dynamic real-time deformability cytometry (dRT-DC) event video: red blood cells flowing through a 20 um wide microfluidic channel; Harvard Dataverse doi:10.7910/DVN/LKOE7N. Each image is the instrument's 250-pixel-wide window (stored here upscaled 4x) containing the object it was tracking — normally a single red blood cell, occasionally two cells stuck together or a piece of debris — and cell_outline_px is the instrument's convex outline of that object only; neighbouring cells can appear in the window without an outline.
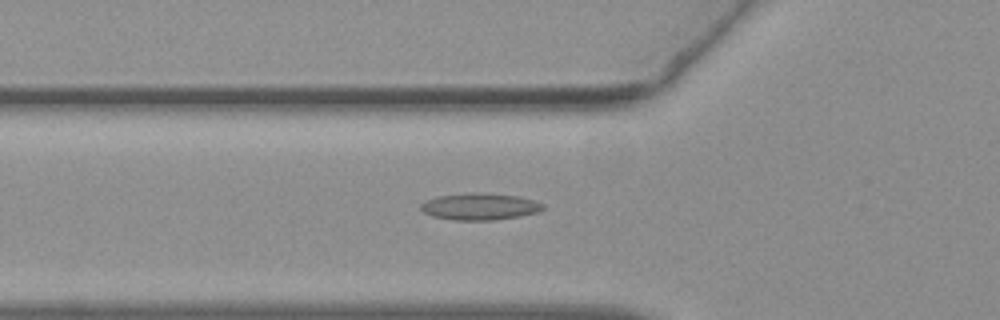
{"species": "common noctule bat (a hibernating species)", "species_latin": "Nyctalus noctula", "temperature_condition": "warm", "stored_images_in_passage": 30, "camera_frame_rate_fps": 3000, "um_per_image_px": 0.085, "animal": {"sex": "female", "body_mass_g": 19.3, "forearm_length_mm": 54.1}, "frame": {"image": 1, "passage_image": 19, "time_ms": 6.0, "image_size_px": [1000, 320], "cell_outline_px": [[544, 208], [536, 212], [520, 216], [492, 220], [452, 220], [432, 216], [424, 212], [420, 208], [420, 204], [436, 196], [472, 192], [476, 192], [516, 196], [536, 200], [544, 204]], "centroid_in_image_um": [40.77, 17.55], "position_along_channel_um": 85.0, "area_um2": 19.02}}
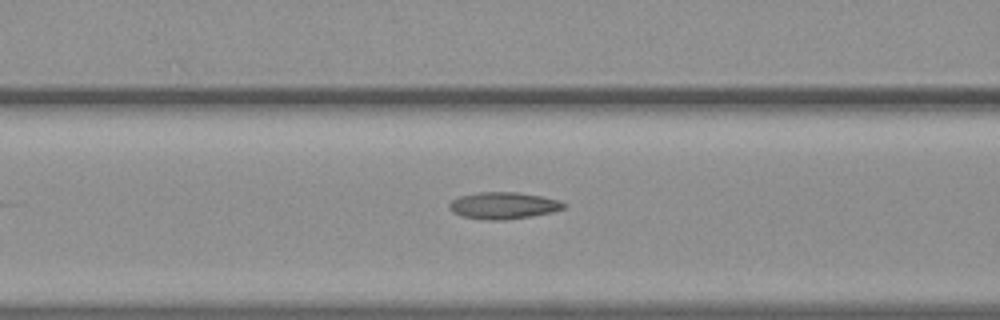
{"frame": {"image": 2, "passage_image": 22, "time_ms": 7.0, "image_size_px": [1000, 320], "cell_outline_px": [[568, 204], [564, 208], [552, 212], [532, 216], [504, 220], [488, 220], [460, 216], [452, 212], [448, 208], [448, 204], [452, 200], [460, 196], [480, 192], [516, 192], [540, 196], [560, 200]], "centroid_in_image_um": [42.78, 17.47], "position_along_channel_um": 123.8, "area_um2": 17.98}}
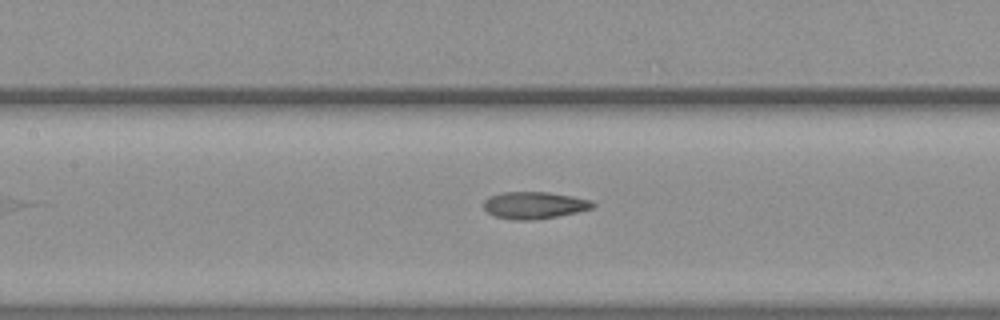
{"frame": {"image": 3, "passage_image": 25, "time_ms": 8.0, "image_size_px": [1000, 320], "cell_outline_px": [[596, 204], [592, 208], [576, 212], [556, 216], [532, 220], [512, 220], [496, 216], [488, 212], [484, 208], [484, 200], [488, 196], [500, 192], [548, 192], [572, 196], [592, 200]], "centroid_in_image_um": [45.4, 17.43], "position_along_channel_um": 162.0, "area_um2": 17.17}}